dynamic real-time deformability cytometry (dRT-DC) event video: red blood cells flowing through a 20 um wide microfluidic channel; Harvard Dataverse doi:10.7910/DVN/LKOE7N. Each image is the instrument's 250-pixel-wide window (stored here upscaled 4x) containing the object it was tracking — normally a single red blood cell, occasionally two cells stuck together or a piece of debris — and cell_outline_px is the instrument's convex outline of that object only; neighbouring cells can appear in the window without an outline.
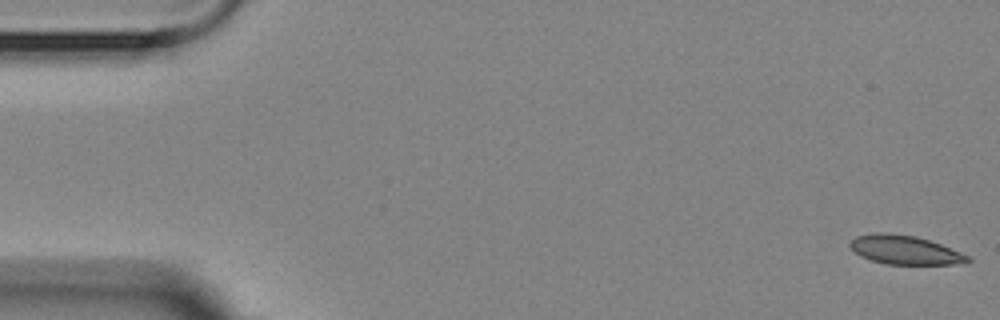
{"species": "Egyptian fruit bat (a non-hibernating species)", "species_latin": "Rousettus aegyptiacus", "temperature_condition": "room temperature", "stored_images_in_passage": 5, "camera_frame_rate_fps": 3000, "um_per_image_px": 0.085, "animal": {"sex": "female"}, "frame": {"image": 1, "passage_image": 1, "time_ms": 0.0, "image_size_px": [1000, 320], "cell_outline_px": [[972, 260], [956, 264], [888, 264], [872, 260], [860, 256], [848, 244], [856, 236], [876, 232], [884, 232], [916, 236], [940, 244], [960, 252], [968, 256]], "centroid_in_image_um": [76.89, 21.23], "position_along_channel_um": 8.1, "area_um2": 19.54}}